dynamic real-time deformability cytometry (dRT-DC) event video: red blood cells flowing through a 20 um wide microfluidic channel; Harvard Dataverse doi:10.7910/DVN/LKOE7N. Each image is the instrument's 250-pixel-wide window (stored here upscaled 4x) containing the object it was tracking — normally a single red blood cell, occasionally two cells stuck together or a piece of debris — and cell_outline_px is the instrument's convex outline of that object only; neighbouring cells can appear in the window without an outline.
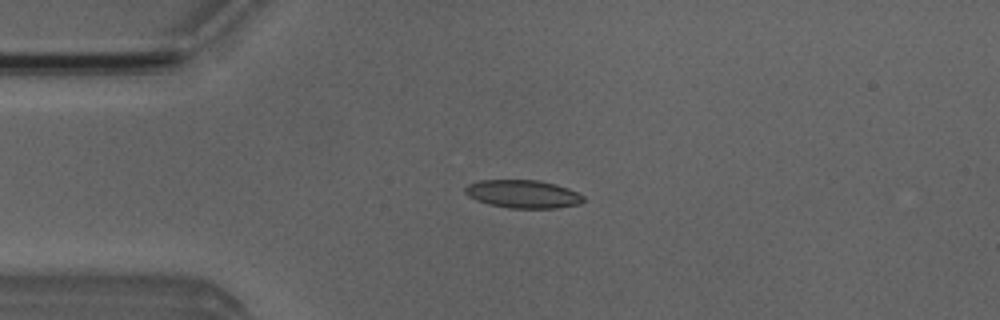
{"species": "Egyptian fruit bat (a non-hibernating species)", "species_latin": "Rousettus aegyptiacus", "temperature_condition": "room temperature", "stored_images_in_passage": 6, "camera_frame_rate_fps": 3000, "um_per_image_px": 0.085, "animal": {"sex": "male"}, "frame": {"image": 1, "passage_image": 4, "time_ms": 3.333, "image_size_px": [1000, 320], "cell_outline_px": [[584, 200], [580, 204], [556, 208], [508, 208], [488, 204], [476, 200], [468, 196], [464, 192], [464, 188], [468, 184], [480, 180], [540, 180], [556, 184], [568, 188], [584, 196]], "centroid_in_image_um": [44.44, 16.49], "position_along_channel_um": 40.6, "area_um2": 19.48}}
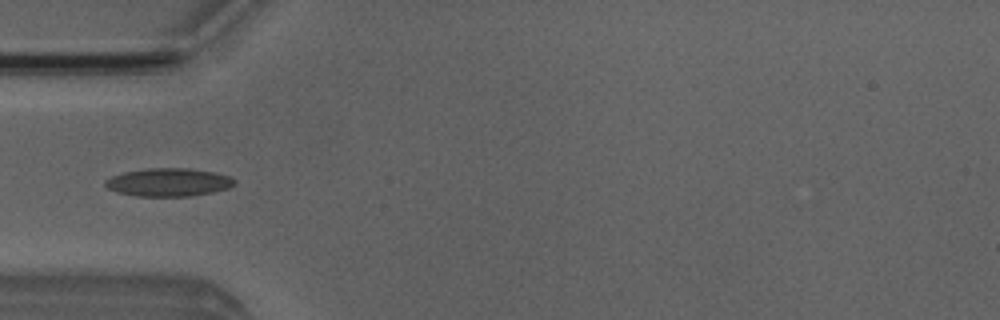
{"frame": {"image": 2, "passage_image": 5, "time_ms": 4.667, "image_size_px": [1000, 320], "cell_outline_px": [[236, 184], [228, 188], [212, 192], [192, 196], [136, 196], [116, 192], [108, 188], [104, 184], [104, 180], [112, 176], [124, 172], [148, 168], [188, 168], [216, 172], [228, 176], [236, 180]], "centroid_in_image_um": [14.33, 15.49], "position_along_channel_um": 70.7, "area_um2": 21.27}}